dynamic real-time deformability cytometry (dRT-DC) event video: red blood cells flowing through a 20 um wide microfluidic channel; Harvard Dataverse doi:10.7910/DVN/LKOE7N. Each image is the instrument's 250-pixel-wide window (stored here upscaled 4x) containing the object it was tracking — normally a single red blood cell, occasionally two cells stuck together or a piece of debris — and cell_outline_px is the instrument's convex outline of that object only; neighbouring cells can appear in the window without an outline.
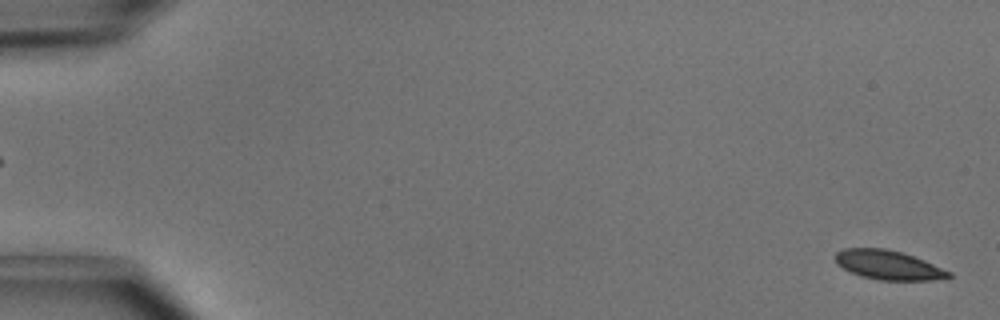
{"species": "common noctule bat (a hibernating species)", "species_latin": "Nyctalus noctula", "temperature_condition": "cold", "stored_images_in_passage": 50, "camera_frame_rate_fps": 3000, "um_per_image_px": 0.085, "animal": {"sex": "male", "body_mass_g": 15.6}, "frame": {"image": 1, "passage_image": 1, "time_ms": 0.0, "image_size_px": [1000, 320], "cell_outline_px": [[952, 276], [932, 280], [880, 280], [860, 276], [836, 264], [836, 252], [844, 248], [884, 248], [904, 252], [924, 260], [952, 272]], "centroid_in_image_um": [75.51, 22.52], "position_along_channel_um": 9.5, "area_um2": 19.31}}
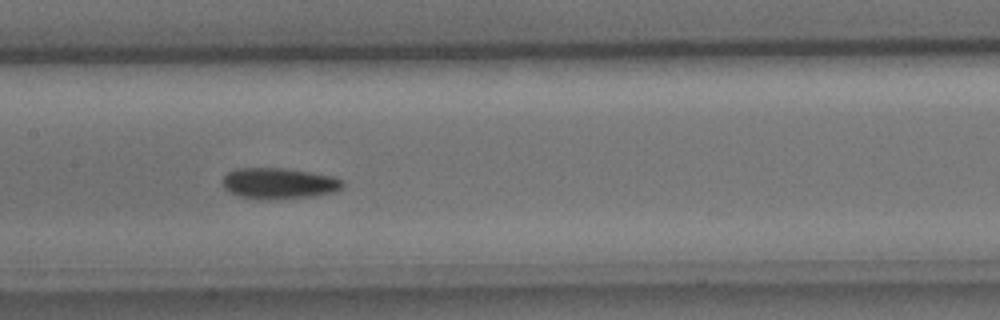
{"frame": {"image": 2, "passage_image": 25, "time_ms": 8.0, "image_size_px": [1000, 320], "cell_outline_px": [[344, 184], [340, 188], [332, 192], [316, 196], [268, 200], [240, 196], [224, 188], [224, 176], [228, 172], [236, 168], [284, 168], [332, 176], [344, 180]], "centroid_in_image_um": [23.72, 15.59], "position_along_channel_um": 183.7, "area_um2": 21.5}}
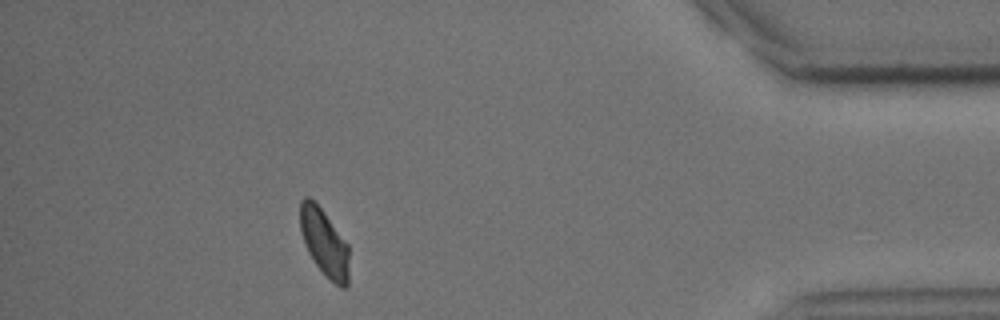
{"frame": {"image": 3, "passage_image": 45, "time_ms": 14.667, "image_size_px": [1000, 320], "cell_outline_px": [[348, 284], [344, 288], [340, 288], [316, 264], [308, 252], [300, 228], [300, 200], [304, 196], [308, 196], [324, 212], [348, 244]], "centroid_in_image_um": [27.56, 20.59], "position_along_channel_um": 407.6, "area_um2": 18.73}, "authors_computed_cell_mechanics": {"area_um2": 20.2589, "velocity_mm_per_s": 4.0268, "shape_relaxation_time_tau1_ms": 2.7387, "shape_relaxation_time_tau2_ms": 9.4932, "deformation_change_tau1": 0.0765, "deformation_change_tau2": 0.1001}}